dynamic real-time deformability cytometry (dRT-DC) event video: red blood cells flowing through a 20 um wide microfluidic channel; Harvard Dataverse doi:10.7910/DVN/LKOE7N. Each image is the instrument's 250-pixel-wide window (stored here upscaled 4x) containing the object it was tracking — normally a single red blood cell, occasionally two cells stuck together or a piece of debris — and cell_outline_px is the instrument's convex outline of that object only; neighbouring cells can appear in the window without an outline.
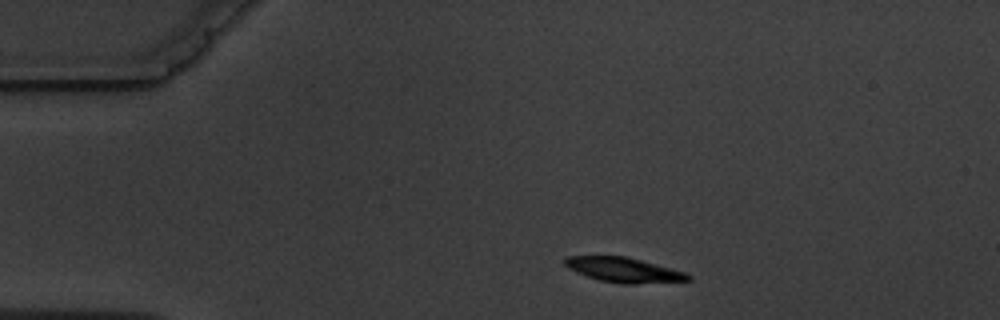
{"species": "common noctule bat (a hibernating species)", "species_latin": "Nyctalus noctula", "temperature_condition": "warm", "stored_images_in_passage": 3, "camera_frame_rate_fps": 3000, "um_per_image_px": 0.085, "animal": {"sex": "male", "body_mass_g": 19.5, "forearm_length_mm": 54.6}, "frame": {"image": 1, "passage_image": 1, "time_ms": 0.0, "image_size_px": [1000, 320], "cell_outline_px": [[692, 280], [636, 284], [620, 284], [600, 280], [576, 272], [568, 268], [560, 260], [568, 256], [624, 256], [688, 272], [692, 276]], "centroid_in_image_um": [53.03, 22.94], "position_along_channel_um": 32.0, "area_um2": 17.92}}